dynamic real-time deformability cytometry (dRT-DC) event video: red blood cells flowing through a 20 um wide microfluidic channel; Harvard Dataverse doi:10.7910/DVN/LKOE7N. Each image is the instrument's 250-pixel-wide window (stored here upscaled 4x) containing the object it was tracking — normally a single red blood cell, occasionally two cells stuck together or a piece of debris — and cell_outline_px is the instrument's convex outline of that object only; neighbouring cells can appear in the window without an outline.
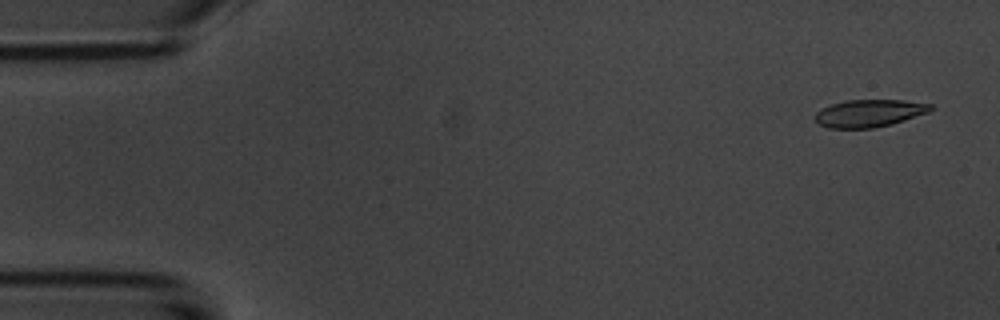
{"species": "common noctule bat (a hibernating species)", "species_latin": "Nyctalus noctula", "temperature_condition": "room temperature", "stored_images_in_passage": 6, "camera_frame_rate_fps": 3000, "um_per_image_px": 0.085, "animal": {"sex": "male", "body_mass_g": 20.1, "forearm_length_mm": 53.5}, "frame": {"image": 1, "passage_image": 1, "time_ms": 0.0, "image_size_px": [1000, 320], "cell_outline_px": [[936, 108], [928, 112], [892, 124], [872, 128], [828, 128], [820, 124], [812, 116], [820, 108], [844, 100], [904, 100], [932, 104]], "centroid_in_image_um": [73.87, 9.62], "position_along_channel_um": 11.1, "area_um2": 18.61}}
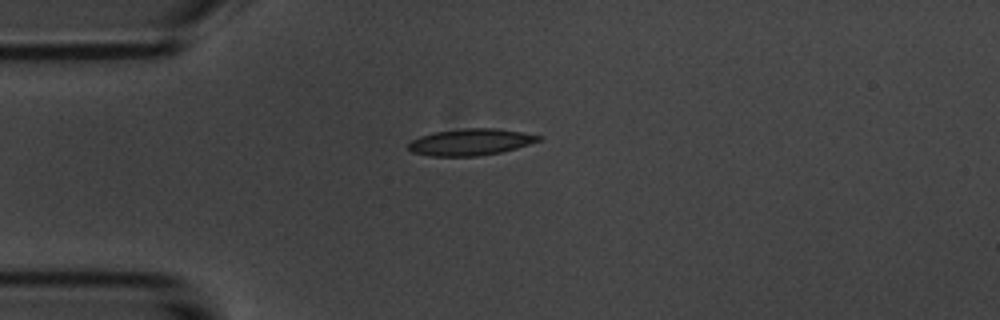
{"frame": {"image": 2, "passage_image": 4, "time_ms": 3.667, "image_size_px": [1000, 320], "cell_outline_px": [[544, 136], [540, 140], [516, 148], [500, 152], [476, 156], [432, 156], [412, 152], [408, 148], [408, 144], [412, 140], [420, 136], [432, 132], [464, 128], [496, 128]], "centroid_in_image_um": [39.97, 12.07], "position_along_channel_um": 45.0, "area_um2": 20.06}}
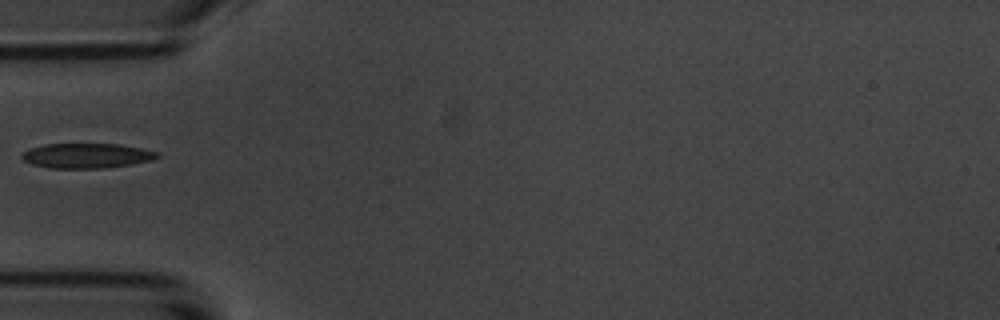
{"frame": {"image": 3, "passage_image": 5, "time_ms": 5.0, "image_size_px": [1000, 320], "cell_outline_px": [[160, 156], [152, 160], [132, 164], [104, 168], [48, 168], [32, 164], [24, 160], [20, 156], [20, 152], [44, 144], [120, 144], [160, 152]], "centroid_in_image_um": [7.36, 13.23], "position_along_channel_um": 77.6, "area_um2": 19.71}}